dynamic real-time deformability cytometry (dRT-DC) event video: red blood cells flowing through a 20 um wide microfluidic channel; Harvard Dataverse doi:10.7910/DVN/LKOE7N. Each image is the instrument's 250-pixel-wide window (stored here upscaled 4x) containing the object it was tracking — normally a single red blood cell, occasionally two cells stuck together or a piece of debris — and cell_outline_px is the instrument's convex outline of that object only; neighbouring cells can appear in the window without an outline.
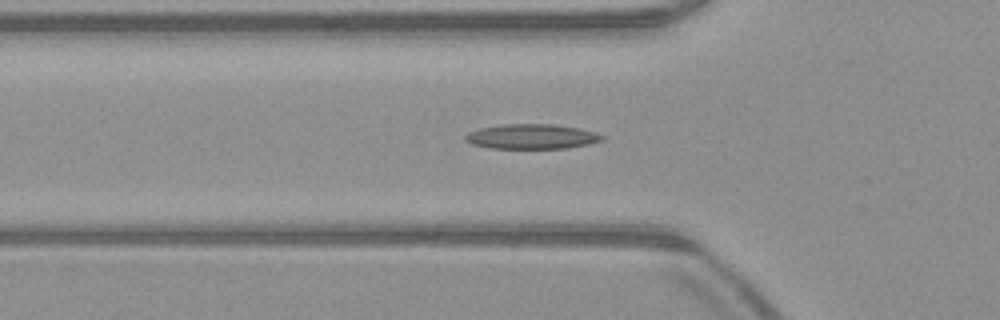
{"species": "common noctule bat (a hibernating species)", "species_latin": "Nyctalus noctula", "temperature_condition": "warm", "stored_images_in_passage": 51, "camera_frame_rate_fps": 3000, "um_per_image_px": 0.085, "animal": {"sex": "male", "body_mass_g": 23.1, "forearm_length_mm": 52.7}, "frame": {"image": 1, "passage_image": 16, "time_ms": 5.0, "image_size_px": [1000, 320], "cell_outline_px": [[604, 140], [588, 144], [568, 148], [488, 148], [472, 144], [464, 140], [464, 136], [468, 132], [480, 128], [500, 124], [552, 124], [580, 128], [596, 132], [604, 136]], "centroid_in_image_um": [45.19, 11.6], "position_along_channel_um": 80.6, "area_um2": 19.94}}
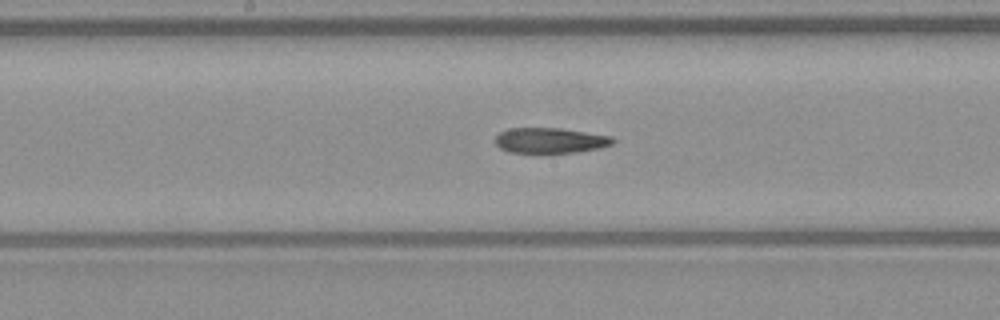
{"frame": {"image": 2, "passage_image": 25, "time_ms": 8.0, "image_size_px": [1000, 320], "cell_outline_px": [[616, 140], [612, 144], [600, 148], [576, 152], [540, 156], [508, 152], [500, 148], [492, 140], [500, 132], [508, 128], [560, 128], [612, 136]], "centroid_in_image_um": [46.71, 11.99], "position_along_channel_um": 201.5, "area_um2": 18.38}}
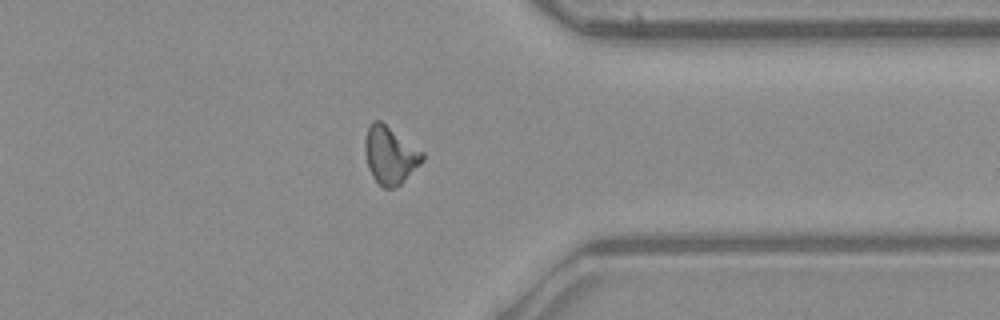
{"frame": {"image": 3, "passage_image": 39, "time_ms": 12.667, "image_size_px": [1000, 320], "cell_outline_px": [[424, 160], [400, 184], [392, 188], [384, 188], [372, 176], [368, 168], [364, 152], [364, 140], [368, 124], [372, 120], [380, 120], [424, 152]], "centroid_in_image_um": [33.13, 13.16], "position_along_channel_um": 378.3, "area_um2": 19.31}, "authors_computed_cell_mechanics": {"area_um2": 18.6116, "velocity_mm_per_s": 3.9924, "shape_relaxation_time_tau1_ms": null, "shape_relaxation_time_tau2_ms": 4.8447, "deformation_change_tau1": null, "deformation_change_tau2": 0.1466}}